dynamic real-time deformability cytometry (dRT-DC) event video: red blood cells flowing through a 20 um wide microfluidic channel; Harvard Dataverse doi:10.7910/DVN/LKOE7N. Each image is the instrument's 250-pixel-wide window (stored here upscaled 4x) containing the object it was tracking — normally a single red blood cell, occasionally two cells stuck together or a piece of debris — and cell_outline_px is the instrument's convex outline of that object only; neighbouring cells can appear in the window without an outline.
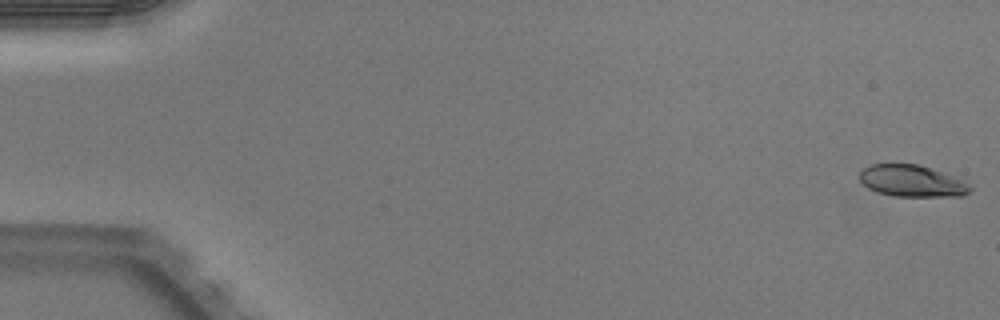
{"species": "Egyptian fruit bat (a non-hibernating species)", "species_latin": "Rousettus aegyptiacus", "temperature_condition": "warm", "stored_images_in_passage": 51, "camera_frame_rate_fps": 3000, "um_per_image_px": 0.085, "animal": {"sex": "male"}, "frame": {"image": 1, "passage_image": 1, "time_ms": 0.0, "image_size_px": [1000, 320], "cell_outline_px": [[972, 192], [964, 196], [896, 196], [876, 192], [868, 188], [860, 180], [860, 172], [864, 168], [872, 164], [916, 164], [940, 172], [972, 184]], "centroid_in_image_um": [77.53, 15.4], "position_along_channel_um": 7.5, "area_um2": 20.23}}
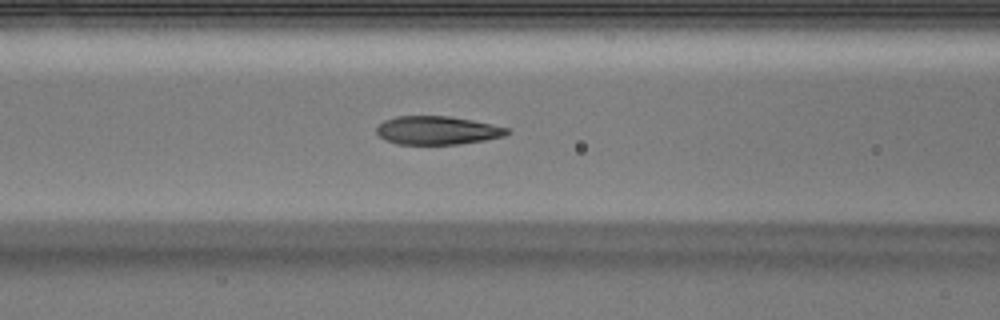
{"frame": {"image": 2, "passage_image": 22, "time_ms": 7.0, "image_size_px": [1000, 320], "cell_outline_px": [[512, 132], [504, 136], [484, 140], [460, 144], [396, 144], [384, 140], [376, 132], [376, 128], [384, 120], [396, 116], [448, 116], [472, 120], [512, 128]], "centroid_in_image_um": [37.2, 11.08], "position_along_channel_um": 129.4, "area_um2": 21.79}}
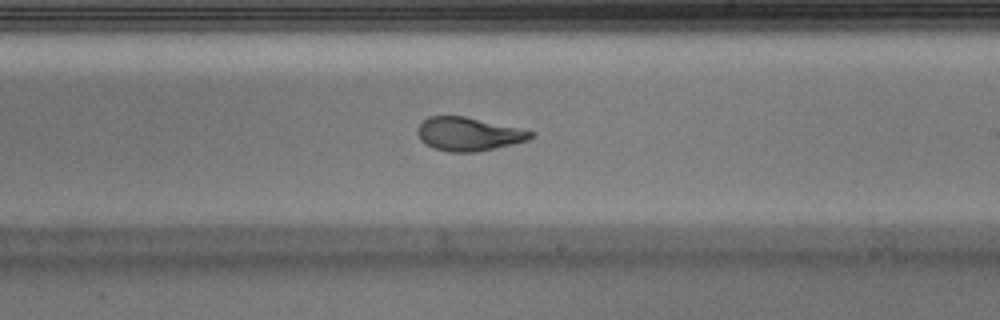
{"frame": {"image": 3, "passage_image": 31, "time_ms": 10.0, "image_size_px": [1000, 320], "cell_outline_px": [[536, 136], [528, 140], [512, 144], [476, 152], [448, 152], [432, 148], [420, 140], [416, 132], [416, 128], [428, 116], [464, 116], [536, 132]], "centroid_in_image_um": [39.8, 11.4], "position_along_channel_um": 249.2, "area_um2": 22.14}, "authors_computed_cell_mechanics": {"area_um2": 22.3686, "velocity_mm_per_s": 3.9962, "shape_relaxation_time_tau1_ms": 6.7808, "shape_relaxation_time_tau2_ms": 1.2449, "deformation_change_tau1": 0.2591, "deformation_change_tau2": 0.0661}}